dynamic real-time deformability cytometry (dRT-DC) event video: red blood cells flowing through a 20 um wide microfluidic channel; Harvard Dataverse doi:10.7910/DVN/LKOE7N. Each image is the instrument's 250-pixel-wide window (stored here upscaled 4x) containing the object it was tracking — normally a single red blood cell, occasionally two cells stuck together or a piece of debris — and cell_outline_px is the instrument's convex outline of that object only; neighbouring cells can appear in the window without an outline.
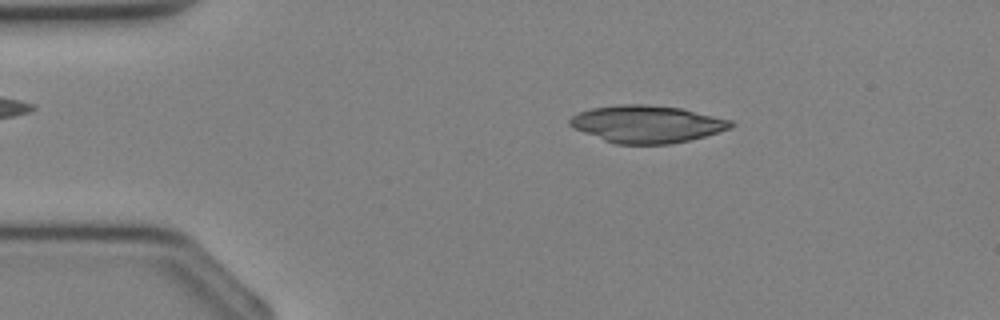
{"species": "Egyptian fruit bat (a non-hibernating species)", "species_latin": "Rousettus aegyptiacus", "temperature_condition": "cold", "stored_images_in_passage": 19, "camera_frame_rate_fps": 3000, "um_per_image_px": 0.085, "animal": {"sex": "female"}, "frame": {"image": 1, "passage_image": 4, "time_ms": 1.0, "image_size_px": [1000, 320], "cell_outline_px": [[736, 124], [732, 128], [704, 136], [672, 144], [616, 144], [604, 140], [572, 128], [568, 124], [568, 120], [572, 116], [580, 112], [592, 108], [620, 104], [648, 104], [684, 108], [732, 120]], "centroid_in_image_um": [55.01, 10.54], "position_along_channel_um": 30.0, "area_um2": 35.26}}
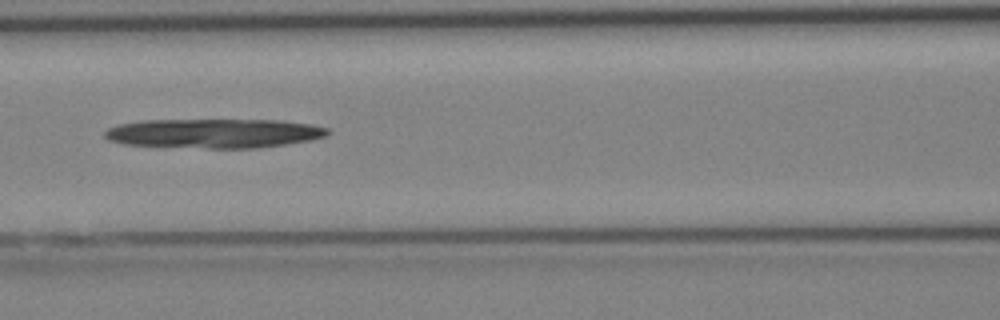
{"frame": {"image": 2, "passage_image": 13, "time_ms": 4.0, "image_size_px": [1000, 320], "cell_outline_px": [[332, 132], [328, 136], [308, 140], [284, 144], [256, 148], [208, 148], [124, 144], [108, 140], [104, 136], [104, 132], [108, 128], [120, 124], [144, 120], [280, 120], [312, 124], [328, 128]], "centroid_in_image_um": [18.22, 11.33], "position_along_channel_um": 148.4, "area_um2": 38.03}}
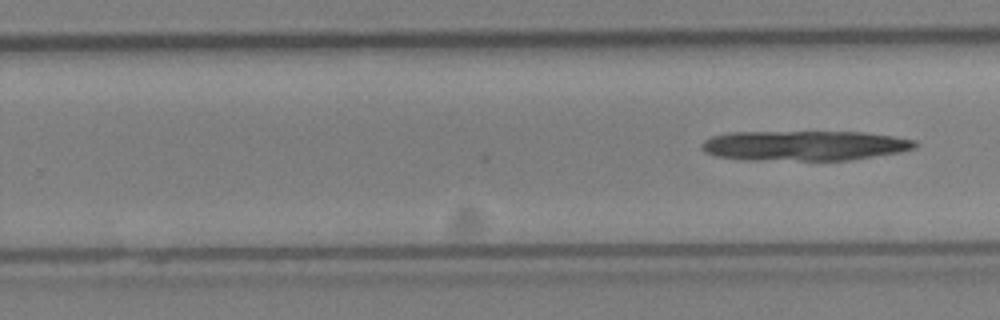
{"frame": {"image": 3, "passage_image": 19, "time_ms": 6.0, "image_size_px": [1000, 320], "cell_outline_px": [[920, 144], [916, 148], [900, 152], [848, 160], [748, 160], [716, 156], [704, 152], [700, 148], [700, 144], [704, 140], [712, 136], [728, 132], [864, 132], [892, 136], [916, 140]], "centroid_in_image_um": [68.36, 12.37], "position_along_channel_um": 261.4, "area_um2": 37.57}}